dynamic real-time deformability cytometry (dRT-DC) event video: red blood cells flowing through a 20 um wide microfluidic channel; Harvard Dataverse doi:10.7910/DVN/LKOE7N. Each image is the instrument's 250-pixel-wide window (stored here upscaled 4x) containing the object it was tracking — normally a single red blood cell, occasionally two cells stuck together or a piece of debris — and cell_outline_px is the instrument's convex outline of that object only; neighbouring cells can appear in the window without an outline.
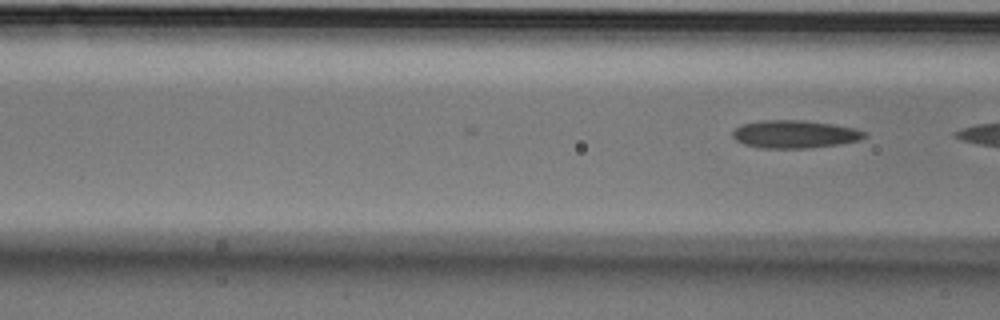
{"species": "Egyptian fruit bat (a non-hibernating species)", "species_latin": "Rousettus aegyptiacus", "temperature_condition": "cold", "stored_images_in_passage": 3, "camera_frame_rate_fps": 3000, "um_per_image_px": 0.085, "animal": {"sex": "male"}, "frame": {"image": 1, "passage_image": 3, "time_ms": 0.667, "image_size_px": [1000, 320], "cell_outline_px": [[868, 136], [860, 140], [840, 144], [808, 148], [764, 148], [744, 144], [736, 140], [732, 136], [732, 132], [740, 124], [760, 120], [804, 120], [832, 124], [856, 128], [864, 132]], "centroid_in_image_um": [67.55, 11.4], "position_along_channel_um": 99.0, "area_um2": 21.5}}